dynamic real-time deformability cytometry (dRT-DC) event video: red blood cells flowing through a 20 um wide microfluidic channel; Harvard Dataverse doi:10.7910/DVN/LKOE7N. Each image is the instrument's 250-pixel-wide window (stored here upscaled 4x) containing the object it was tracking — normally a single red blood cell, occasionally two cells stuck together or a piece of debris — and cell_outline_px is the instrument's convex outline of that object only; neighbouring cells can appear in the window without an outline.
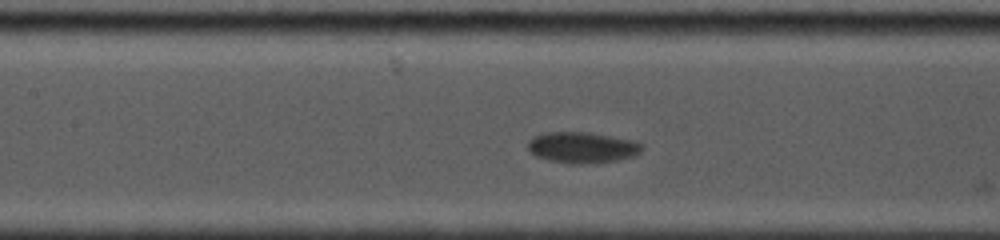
{"species": "common noctule bat (a hibernating species)", "species_latin": "Nyctalus noctula", "temperature_condition": "cold", "stored_images_in_passage": 16, "camera_frame_rate_fps": 5000, "um_per_image_px": 0.085, "animal": {"sex": "female", "body_mass_g": 19.0, "forearm_length_mm": 53.3}, "frame": {"image": 1, "passage_image": 13, "time_ms": 3.2, "image_size_px": [1000, 240], "cell_outline_px": [[644, 148], [640, 152], [632, 156], [620, 160], [584, 164], [572, 164], [548, 160], [536, 156], [528, 148], [528, 140], [544, 132], [592, 132], [636, 140], [644, 144]], "centroid_in_image_um": [49.55, 12.53], "position_along_channel_um": 157.9, "area_um2": 20.92}}